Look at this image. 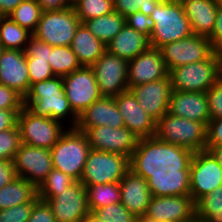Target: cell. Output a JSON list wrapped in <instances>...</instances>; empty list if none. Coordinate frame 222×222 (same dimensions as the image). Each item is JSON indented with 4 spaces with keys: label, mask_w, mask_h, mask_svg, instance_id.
I'll return each instance as SVG.
<instances>
[{
    "label": "cell",
    "mask_w": 222,
    "mask_h": 222,
    "mask_svg": "<svg viewBox=\"0 0 222 222\" xmlns=\"http://www.w3.org/2000/svg\"><path fill=\"white\" fill-rule=\"evenodd\" d=\"M193 154L184 147L164 142L155 136L138 139L129 159L130 170L145 180L155 170L168 172L167 168H179V171H190Z\"/></svg>",
    "instance_id": "1"
},
{
    "label": "cell",
    "mask_w": 222,
    "mask_h": 222,
    "mask_svg": "<svg viewBox=\"0 0 222 222\" xmlns=\"http://www.w3.org/2000/svg\"><path fill=\"white\" fill-rule=\"evenodd\" d=\"M24 106L37 115L58 120L63 124L69 120V128H75L77 125L78 116L66 97L62 77L54 76L32 84L24 97Z\"/></svg>",
    "instance_id": "2"
},
{
    "label": "cell",
    "mask_w": 222,
    "mask_h": 222,
    "mask_svg": "<svg viewBox=\"0 0 222 222\" xmlns=\"http://www.w3.org/2000/svg\"><path fill=\"white\" fill-rule=\"evenodd\" d=\"M154 29L150 36L152 48L190 37L193 33L180 0H161L150 15Z\"/></svg>",
    "instance_id": "3"
},
{
    "label": "cell",
    "mask_w": 222,
    "mask_h": 222,
    "mask_svg": "<svg viewBox=\"0 0 222 222\" xmlns=\"http://www.w3.org/2000/svg\"><path fill=\"white\" fill-rule=\"evenodd\" d=\"M90 150L86 134L68 127L50 149L53 168L80 181Z\"/></svg>",
    "instance_id": "4"
},
{
    "label": "cell",
    "mask_w": 222,
    "mask_h": 222,
    "mask_svg": "<svg viewBox=\"0 0 222 222\" xmlns=\"http://www.w3.org/2000/svg\"><path fill=\"white\" fill-rule=\"evenodd\" d=\"M206 130L204 123L167 112L156 123L155 137L195 153L206 150Z\"/></svg>",
    "instance_id": "5"
},
{
    "label": "cell",
    "mask_w": 222,
    "mask_h": 222,
    "mask_svg": "<svg viewBox=\"0 0 222 222\" xmlns=\"http://www.w3.org/2000/svg\"><path fill=\"white\" fill-rule=\"evenodd\" d=\"M172 90L203 92L221 77V58L214 52L208 59L173 68L169 71Z\"/></svg>",
    "instance_id": "6"
},
{
    "label": "cell",
    "mask_w": 222,
    "mask_h": 222,
    "mask_svg": "<svg viewBox=\"0 0 222 222\" xmlns=\"http://www.w3.org/2000/svg\"><path fill=\"white\" fill-rule=\"evenodd\" d=\"M17 125L22 144L48 149H51L66 131L60 121L37 115L25 106L18 113Z\"/></svg>",
    "instance_id": "7"
},
{
    "label": "cell",
    "mask_w": 222,
    "mask_h": 222,
    "mask_svg": "<svg viewBox=\"0 0 222 222\" xmlns=\"http://www.w3.org/2000/svg\"><path fill=\"white\" fill-rule=\"evenodd\" d=\"M80 23L73 6L58 11H42L33 36L52 47L70 46Z\"/></svg>",
    "instance_id": "8"
},
{
    "label": "cell",
    "mask_w": 222,
    "mask_h": 222,
    "mask_svg": "<svg viewBox=\"0 0 222 222\" xmlns=\"http://www.w3.org/2000/svg\"><path fill=\"white\" fill-rule=\"evenodd\" d=\"M129 169L127 156L91 149L80 182L84 186L120 182Z\"/></svg>",
    "instance_id": "9"
},
{
    "label": "cell",
    "mask_w": 222,
    "mask_h": 222,
    "mask_svg": "<svg viewBox=\"0 0 222 222\" xmlns=\"http://www.w3.org/2000/svg\"><path fill=\"white\" fill-rule=\"evenodd\" d=\"M168 72L182 65L208 59L214 48L207 37L194 35L167 43L159 48Z\"/></svg>",
    "instance_id": "10"
},
{
    "label": "cell",
    "mask_w": 222,
    "mask_h": 222,
    "mask_svg": "<svg viewBox=\"0 0 222 222\" xmlns=\"http://www.w3.org/2000/svg\"><path fill=\"white\" fill-rule=\"evenodd\" d=\"M62 79L66 97L77 116L102 97L91 67L82 66Z\"/></svg>",
    "instance_id": "11"
},
{
    "label": "cell",
    "mask_w": 222,
    "mask_h": 222,
    "mask_svg": "<svg viewBox=\"0 0 222 222\" xmlns=\"http://www.w3.org/2000/svg\"><path fill=\"white\" fill-rule=\"evenodd\" d=\"M222 186V167L206 150L195 152L190 162V195L194 202Z\"/></svg>",
    "instance_id": "12"
},
{
    "label": "cell",
    "mask_w": 222,
    "mask_h": 222,
    "mask_svg": "<svg viewBox=\"0 0 222 222\" xmlns=\"http://www.w3.org/2000/svg\"><path fill=\"white\" fill-rule=\"evenodd\" d=\"M127 61L107 51L91 66L102 97H117L128 91Z\"/></svg>",
    "instance_id": "13"
},
{
    "label": "cell",
    "mask_w": 222,
    "mask_h": 222,
    "mask_svg": "<svg viewBox=\"0 0 222 222\" xmlns=\"http://www.w3.org/2000/svg\"><path fill=\"white\" fill-rule=\"evenodd\" d=\"M17 177L38 188L53 169L50 149L21 144L13 159Z\"/></svg>",
    "instance_id": "14"
},
{
    "label": "cell",
    "mask_w": 222,
    "mask_h": 222,
    "mask_svg": "<svg viewBox=\"0 0 222 222\" xmlns=\"http://www.w3.org/2000/svg\"><path fill=\"white\" fill-rule=\"evenodd\" d=\"M56 222H81L90 212L87 204L86 188L76 181L54 197H45Z\"/></svg>",
    "instance_id": "15"
},
{
    "label": "cell",
    "mask_w": 222,
    "mask_h": 222,
    "mask_svg": "<svg viewBox=\"0 0 222 222\" xmlns=\"http://www.w3.org/2000/svg\"><path fill=\"white\" fill-rule=\"evenodd\" d=\"M90 148L127 156L129 159L136 148L138 138L127 128L100 126L85 132Z\"/></svg>",
    "instance_id": "16"
},
{
    "label": "cell",
    "mask_w": 222,
    "mask_h": 222,
    "mask_svg": "<svg viewBox=\"0 0 222 222\" xmlns=\"http://www.w3.org/2000/svg\"><path fill=\"white\" fill-rule=\"evenodd\" d=\"M145 217L159 222H185L195 216L191 195L152 196Z\"/></svg>",
    "instance_id": "17"
},
{
    "label": "cell",
    "mask_w": 222,
    "mask_h": 222,
    "mask_svg": "<svg viewBox=\"0 0 222 222\" xmlns=\"http://www.w3.org/2000/svg\"><path fill=\"white\" fill-rule=\"evenodd\" d=\"M169 72L160 49L150 47L127 63L128 89L133 86L164 79Z\"/></svg>",
    "instance_id": "18"
},
{
    "label": "cell",
    "mask_w": 222,
    "mask_h": 222,
    "mask_svg": "<svg viewBox=\"0 0 222 222\" xmlns=\"http://www.w3.org/2000/svg\"><path fill=\"white\" fill-rule=\"evenodd\" d=\"M144 109L156 122L168 112L172 93L171 79H164L133 86L129 89Z\"/></svg>",
    "instance_id": "19"
},
{
    "label": "cell",
    "mask_w": 222,
    "mask_h": 222,
    "mask_svg": "<svg viewBox=\"0 0 222 222\" xmlns=\"http://www.w3.org/2000/svg\"><path fill=\"white\" fill-rule=\"evenodd\" d=\"M119 113L124 119V125L138 139L155 136L156 121L140 107L133 93L128 90L114 97Z\"/></svg>",
    "instance_id": "20"
},
{
    "label": "cell",
    "mask_w": 222,
    "mask_h": 222,
    "mask_svg": "<svg viewBox=\"0 0 222 222\" xmlns=\"http://www.w3.org/2000/svg\"><path fill=\"white\" fill-rule=\"evenodd\" d=\"M0 83L23 98L30 89L26 56L22 50L4 49L0 57Z\"/></svg>",
    "instance_id": "21"
},
{
    "label": "cell",
    "mask_w": 222,
    "mask_h": 222,
    "mask_svg": "<svg viewBox=\"0 0 222 222\" xmlns=\"http://www.w3.org/2000/svg\"><path fill=\"white\" fill-rule=\"evenodd\" d=\"M111 128L124 127V119L119 113L115 99L112 97H101L92 103L79 116L76 129L86 132L90 128L100 126Z\"/></svg>",
    "instance_id": "22"
},
{
    "label": "cell",
    "mask_w": 222,
    "mask_h": 222,
    "mask_svg": "<svg viewBox=\"0 0 222 222\" xmlns=\"http://www.w3.org/2000/svg\"><path fill=\"white\" fill-rule=\"evenodd\" d=\"M168 113L189 120L204 123L210 120L206 93L172 90Z\"/></svg>",
    "instance_id": "23"
},
{
    "label": "cell",
    "mask_w": 222,
    "mask_h": 222,
    "mask_svg": "<svg viewBox=\"0 0 222 222\" xmlns=\"http://www.w3.org/2000/svg\"><path fill=\"white\" fill-rule=\"evenodd\" d=\"M119 184L120 203L135 217L144 216L152 197L147 180L129 169Z\"/></svg>",
    "instance_id": "24"
},
{
    "label": "cell",
    "mask_w": 222,
    "mask_h": 222,
    "mask_svg": "<svg viewBox=\"0 0 222 222\" xmlns=\"http://www.w3.org/2000/svg\"><path fill=\"white\" fill-rule=\"evenodd\" d=\"M168 172L155 170L147 184L152 196L190 195V171L167 168Z\"/></svg>",
    "instance_id": "25"
},
{
    "label": "cell",
    "mask_w": 222,
    "mask_h": 222,
    "mask_svg": "<svg viewBox=\"0 0 222 222\" xmlns=\"http://www.w3.org/2000/svg\"><path fill=\"white\" fill-rule=\"evenodd\" d=\"M180 2L189 19L192 33L208 38L216 21L217 0H180Z\"/></svg>",
    "instance_id": "26"
},
{
    "label": "cell",
    "mask_w": 222,
    "mask_h": 222,
    "mask_svg": "<svg viewBox=\"0 0 222 222\" xmlns=\"http://www.w3.org/2000/svg\"><path fill=\"white\" fill-rule=\"evenodd\" d=\"M151 47L150 39L127 24L106 44V51L127 62Z\"/></svg>",
    "instance_id": "27"
},
{
    "label": "cell",
    "mask_w": 222,
    "mask_h": 222,
    "mask_svg": "<svg viewBox=\"0 0 222 222\" xmlns=\"http://www.w3.org/2000/svg\"><path fill=\"white\" fill-rule=\"evenodd\" d=\"M71 50L81 66L91 67L105 52L106 45L80 23L72 39Z\"/></svg>",
    "instance_id": "28"
},
{
    "label": "cell",
    "mask_w": 222,
    "mask_h": 222,
    "mask_svg": "<svg viewBox=\"0 0 222 222\" xmlns=\"http://www.w3.org/2000/svg\"><path fill=\"white\" fill-rule=\"evenodd\" d=\"M38 199L37 188L26 179L17 177L0 189V210Z\"/></svg>",
    "instance_id": "29"
},
{
    "label": "cell",
    "mask_w": 222,
    "mask_h": 222,
    "mask_svg": "<svg viewBox=\"0 0 222 222\" xmlns=\"http://www.w3.org/2000/svg\"><path fill=\"white\" fill-rule=\"evenodd\" d=\"M83 23L96 38L106 45L125 26L126 18L113 11L107 15L86 20Z\"/></svg>",
    "instance_id": "30"
},
{
    "label": "cell",
    "mask_w": 222,
    "mask_h": 222,
    "mask_svg": "<svg viewBox=\"0 0 222 222\" xmlns=\"http://www.w3.org/2000/svg\"><path fill=\"white\" fill-rule=\"evenodd\" d=\"M33 33L27 28L19 26L8 16L0 20V44L3 49L22 50L29 42Z\"/></svg>",
    "instance_id": "31"
},
{
    "label": "cell",
    "mask_w": 222,
    "mask_h": 222,
    "mask_svg": "<svg viewBox=\"0 0 222 222\" xmlns=\"http://www.w3.org/2000/svg\"><path fill=\"white\" fill-rule=\"evenodd\" d=\"M85 188L90 212L94 213L98 208L120 202L119 182L95 184Z\"/></svg>",
    "instance_id": "32"
},
{
    "label": "cell",
    "mask_w": 222,
    "mask_h": 222,
    "mask_svg": "<svg viewBox=\"0 0 222 222\" xmlns=\"http://www.w3.org/2000/svg\"><path fill=\"white\" fill-rule=\"evenodd\" d=\"M195 216L205 222H222V186L195 202Z\"/></svg>",
    "instance_id": "33"
},
{
    "label": "cell",
    "mask_w": 222,
    "mask_h": 222,
    "mask_svg": "<svg viewBox=\"0 0 222 222\" xmlns=\"http://www.w3.org/2000/svg\"><path fill=\"white\" fill-rule=\"evenodd\" d=\"M48 61L54 76L59 77L66 76L82 67L70 46L52 47Z\"/></svg>",
    "instance_id": "34"
},
{
    "label": "cell",
    "mask_w": 222,
    "mask_h": 222,
    "mask_svg": "<svg viewBox=\"0 0 222 222\" xmlns=\"http://www.w3.org/2000/svg\"><path fill=\"white\" fill-rule=\"evenodd\" d=\"M42 14L41 6L37 0H23L8 17L19 26L34 32L37 28Z\"/></svg>",
    "instance_id": "35"
},
{
    "label": "cell",
    "mask_w": 222,
    "mask_h": 222,
    "mask_svg": "<svg viewBox=\"0 0 222 222\" xmlns=\"http://www.w3.org/2000/svg\"><path fill=\"white\" fill-rule=\"evenodd\" d=\"M76 182L74 178L53 168L46 179L37 188V195L40 200L45 197H54Z\"/></svg>",
    "instance_id": "36"
},
{
    "label": "cell",
    "mask_w": 222,
    "mask_h": 222,
    "mask_svg": "<svg viewBox=\"0 0 222 222\" xmlns=\"http://www.w3.org/2000/svg\"><path fill=\"white\" fill-rule=\"evenodd\" d=\"M72 6L81 23L114 11L113 0H77Z\"/></svg>",
    "instance_id": "37"
},
{
    "label": "cell",
    "mask_w": 222,
    "mask_h": 222,
    "mask_svg": "<svg viewBox=\"0 0 222 222\" xmlns=\"http://www.w3.org/2000/svg\"><path fill=\"white\" fill-rule=\"evenodd\" d=\"M161 0H113L114 11L120 13L124 18L133 14L136 11H140L147 16H150L153 12V8Z\"/></svg>",
    "instance_id": "38"
},
{
    "label": "cell",
    "mask_w": 222,
    "mask_h": 222,
    "mask_svg": "<svg viewBox=\"0 0 222 222\" xmlns=\"http://www.w3.org/2000/svg\"><path fill=\"white\" fill-rule=\"evenodd\" d=\"M94 214L103 222H136V218L120 202L98 208Z\"/></svg>",
    "instance_id": "39"
},
{
    "label": "cell",
    "mask_w": 222,
    "mask_h": 222,
    "mask_svg": "<svg viewBox=\"0 0 222 222\" xmlns=\"http://www.w3.org/2000/svg\"><path fill=\"white\" fill-rule=\"evenodd\" d=\"M21 144L18 125L0 132V159L13 160Z\"/></svg>",
    "instance_id": "40"
},
{
    "label": "cell",
    "mask_w": 222,
    "mask_h": 222,
    "mask_svg": "<svg viewBox=\"0 0 222 222\" xmlns=\"http://www.w3.org/2000/svg\"><path fill=\"white\" fill-rule=\"evenodd\" d=\"M30 86L54 77L48 59L26 57Z\"/></svg>",
    "instance_id": "41"
},
{
    "label": "cell",
    "mask_w": 222,
    "mask_h": 222,
    "mask_svg": "<svg viewBox=\"0 0 222 222\" xmlns=\"http://www.w3.org/2000/svg\"><path fill=\"white\" fill-rule=\"evenodd\" d=\"M34 202H26L5 210H0V222H27Z\"/></svg>",
    "instance_id": "42"
},
{
    "label": "cell",
    "mask_w": 222,
    "mask_h": 222,
    "mask_svg": "<svg viewBox=\"0 0 222 222\" xmlns=\"http://www.w3.org/2000/svg\"><path fill=\"white\" fill-rule=\"evenodd\" d=\"M210 119L222 118V76L206 92Z\"/></svg>",
    "instance_id": "43"
},
{
    "label": "cell",
    "mask_w": 222,
    "mask_h": 222,
    "mask_svg": "<svg viewBox=\"0 0 222 222\" xmlns=\"http://www.w3.org/2000/svg\"><path fill=\"white\" fill-rule=\"evenodd\" d=\"M126 24L135 29L137 32L147 36L150 39L152 30L154 29V20L151 16H147L140 11L126 17Z\"/></svg>",
    "instance_id": "44"
},
{
    "label": "cell",
    "mask_w": 222,
    "mask_h": 222,
    "mask_svg": "<svg viewBox=\"0 0 222 222\" xmlns=\"http://www.w3.org/2000/svg\"><path fill=\"white\" fill-rule=\"evenodd\" d=\"M24 98L15 90L0 83V109L22 110Z\"/></svg>",
    "instance_id": "45"
},
{
    "label": "cell",
    "mask_w": 222,
    "mask_h": 222,
    "mask_svg": "<svg viewBox=\"0 0 222 222\" xmlns=\"http://www.w3.org/2000/svg\"><path fill=\"white\" fill-rule=\"evenodd\" d=\"M51 52V45L36 39L34 36L30 38L24 49L26 57H37L48 60H50Z\"/></svg>",
    "instance_id": "46"
},
{
    "label": "cell",
    "mask_w": 222,
    "mask_h": 222,
    "mask_svg": "<svg viewBox=\"0 0 222 222\" xmlns=\"http://www.w3.org/2000/svg\"><path fill=\"white\" fill-rule=\"evenodd\" d=\"M27 222H56L50 206L39 198L34 202L30 218Z\"/></svg>",
    "instance_id": "47"
},
{
    "label": "cell",
    "mask_w": 222,
    "mask_h": 222,
    "mask_svg": "<svg viewBox=\"0 0 222 222\" xmlns=\"http://www.w3.org/2000/svg\"><path fill=\"white\" fill-rule=\"evenodd\" d=\"M222 145V118L210 119L206 130V148Z\"/></svg>",
    "instance_id": "48"
},
{
    "label": "cell",
    "mask_w": 222,
    "mask_h": 222,
    "mask_svg": "<svg viewBox=\"0 0 222 222\" xmlns=\"http://www.w3.org/2000/svg\"><path fill=\"white\" fill-rule=\"evenodd\" d=\"M208 39L216 52L222 50V4H218L215 25Z\"/></svg>",
    "instance_id": "49"
},
{
    "label": "cell",
    "mask_w": 222,
    "mask_h": 222,
    "mask_svg": "<svg viewBox=\"0 0 222 222\" xmlns=\"http://www.w3.org/2000/svg\"><path fill=\"white\" fill-rule=\"evenodd\" d=\"M17 178L13 160L0 159V189Z\"/></svg>",
    "instance_id": "50"
},
{
    "label": "cell",
    "mask_w": 222,
    "mask_h": 222,
    "mask_svg": "<svg viewBox=\"0 0 222 222\" xmlns=\"http://www.w3.org/2000/svg\"><path fill=\"white\" fill-rule=\"evenodd\" d=\"M20 111L0 109V132L12 129L17 125V116Z\"/></svg>",
    "instance_id": "51"
},
{
    "label": "cell",
    "mask_w": 222,
    "mask_h": 222,
    "mask_svg": "<svg viewBox=\"0 0 222 222\" xmlns=\"http://www.w3.org/2000/svg\"><path fill=\"white\" fill-rule=\"evenodd\" d=\"M42 11H58L71 7L69 0H37Z\"/></svg>",
    "instance_id": "52"
},
{
    "label": "cell",
    "mask_w": 222,
    "mask_h": 222,
    "mask_svg": "<svg viewBox=\"0 0 222 222\" xmlns=\"http://www.w3.org/2000/svg\"><path fill=\"white\" fill-rule=\"evenodd\" d=\"M23 0H0V12L8 16Z\"/></svg>",
    "instance_id": "53"
},
{
    "label": "cell",
    "mask_w": 222,
    "mask_h": 222,
    "mask_svg": "<svg viewBox=\"0 0 222 222\" xmlns=\"http://www.w3.org/2000/svg\"><path fill=\"white\" fill-rule=\"evenodd\" d=\"M206 151H208L222 167V145L206 148Z\"/></svg>",
    "instance_id": "54"
},
{
    "label": "cell",
    "mask_w": 222,
    "mask_h": 222,
    "mask_svg": "<svg viewBox=\"0 0 222 222\" xmlns=\"http://www.w3.org/2000/svg\"><path fill=\"white\" fill-rule=\"evenodd\" d=\"M81 222H103L101 221L96 214L93 212H89L82 220Z\"/></svg>",
    "instance_id": "55"
},
{
    "label": "cell",
    "mask_w": 222,
    "mask_h": 222,
    "mask_svg": "<svg viewBox=\"0 0 222 222\" xmlns=\"http://www.w3.org/2000/svg\"><path fill=\"white\" fill-rule=\"evenodd\" d=\"M136 222H159V221L145 217V216H141V217L136 218Z\"/></svg>",
    "instance_id": "56"
},
{
    "label": "cell",
    "mask_w": 222,
    "mask_h": 222,
    "mask_svg": "<svg viewBox=\"0 0 222 222\" xmlns=\"http://www.w3.org/2000/svg\"><path fill=\"white\" fill-rule=\"evenodd\" d=\"M185 222H205V220L200 219V218L197 217V216H194L193 218H191L190 220L185 221Z\"/></svg>",
    "instance_id": "57"
},
{
    "label": "cell",
    "mask_w": 222,
    "mask_h": 222,
    "mask_svg": "<svg viewBox=\"0 0 222 222\" xmlns=\"http://www.w3.org/2000/svg\"><path fill=\"white\" fill-rule=\"evenodd\" d=\"M221 58V76H222V50L219 52Z\"/></svg>",
    "instance_id": "58"
},
{
    "label": "cell",
    "mask_w": 222,
    "mask_h": 222,
    "mask_svg": "<svg viewBox=\"0 0 222 222\" xmlns=\"http://www.w3.org/2000/svg\"><path fill=\"white\" fill-rule=\"evenodd\" d=\"M3 47L1 46V44H0V57H1V55H2V52H3Z\"/></svg>",
    "instance_id": "59"
},
{
    "label": "cell",
    "mask_w": 222,
    "mask_h": 222,
    "mask_svg": "<svg viewBox=\"0 0 222 222\" xmlns=\"http://www.w3.org/2000/svg\"><path fill=\"white\" fill-rule=\"evenodd\" d=\"M3 17H4L3 14L0 12V20H1Z\"/></svg>",
    "instance_id": "60"
},
{
    "label": "cell",
    "mask_w": 222,
    "mask_h": 222,
    "mask_svg": "<svg viewBox=\"0 0 222 222\" xmlns=\"http://www.w3.org/2000/svg\"><path fill=\"white\" fill-rule=\"evenodd\" d=\"M72 4L74 3V2H76L77 0H69Z\"/></svg>",
    "instance_id": "61"
},
{
    "label": "cell",
    "mask_w": 222,
    "mask_h": 222,
    "mask_svg": "<svg viewBox=\"0 0 222 222\" xmlns=\"http://www.w3.org/2000/svg\"><path fill=\"white\" fill-rule=\"evenodd\" d=\"M218 4H222V0H217Z\"/></svg>",
    "instance_id": "62"
}]
</instances>
